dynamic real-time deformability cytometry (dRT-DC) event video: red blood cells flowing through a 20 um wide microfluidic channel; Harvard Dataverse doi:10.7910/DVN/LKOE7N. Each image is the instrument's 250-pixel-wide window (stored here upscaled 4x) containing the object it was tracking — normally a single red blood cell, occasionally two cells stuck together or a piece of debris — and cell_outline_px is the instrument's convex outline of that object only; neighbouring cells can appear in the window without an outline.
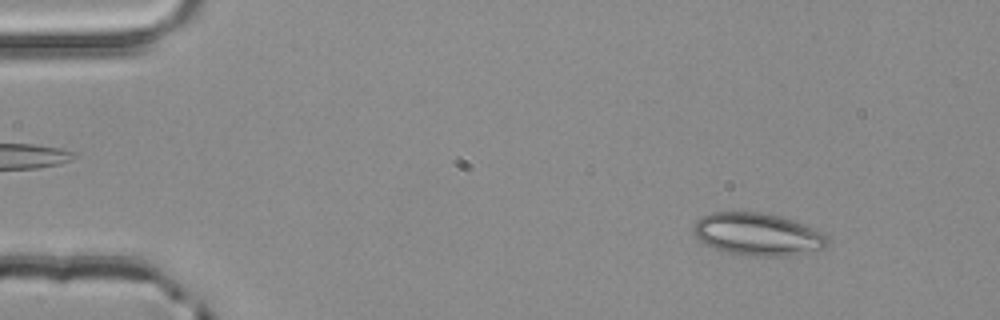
{"species": "common noctule bat (a hibernating species)", "species_latin": "Nyctalus noctula", "temperature_condition": "room temperature", "stored_images_in_passage": 3, "camera_frame_rate_fps": 3000, "um_per_image_px": 0.085, "animal": {"sex": "male", "body_mass_g": 20.4}, "frame": {"image": 1, "passage_image": 1, "time_ms": 0.0, "image_size_px": [1000, 320], "cell_outline_px": [[828, 240], [824, 248], [784, 256], [744, 256], [724, 252], [704, 244], [696, 236], [692, 228], [696, 220], [712, 212], [760, 212], [780, 216], [792, 220], [812, 228], [820, 232]], "centroid_in_image_um": [64.33, 19.92], "position_along_channel_um": 20.7, "area_um2": 32.89}}